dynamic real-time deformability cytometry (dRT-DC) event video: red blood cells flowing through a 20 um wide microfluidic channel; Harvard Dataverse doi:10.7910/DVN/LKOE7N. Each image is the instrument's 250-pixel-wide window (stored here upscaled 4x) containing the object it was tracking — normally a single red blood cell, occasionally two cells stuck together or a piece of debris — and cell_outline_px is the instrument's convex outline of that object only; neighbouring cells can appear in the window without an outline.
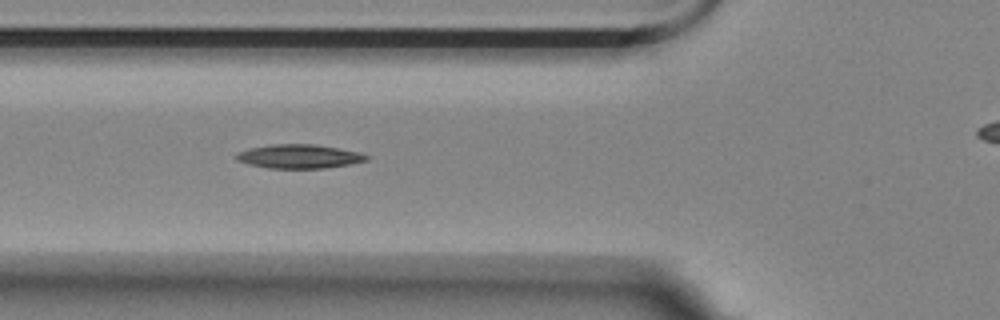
{"species": "Egyptian fruit bat (a non-hibernating species)", "species_latin": "Rousettus aegyptiacus", "temperature_condition": "room temperature", "stored_images_in_passage": 14, "camera_frame_rate_fps": 3000, "um_per_image_px": 0.085, "animal": {"sex": "female"}, "frame": {"image": 1, "passage_image": 4, "time_ms": 3.333, "image_size_px": [1000, 320], "cell_outline_px": [[368, 160], [348, 164], [324, 168], [268, 168], [248, 164], [236, 160], [232, 156], [236, 152], [248, 148], [272, 144], [316, 144], [360, 152], [368, 156]], "centroid_in_image_um": [25.35, 13.28], "position_along_channel_um": 100.5, "area_um2": 18.26}}
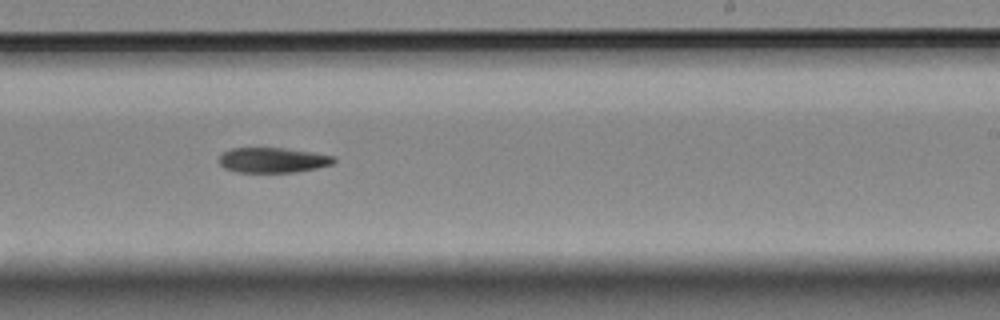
{"frame": {"image": 2, "passage_image": 8, "time_ms": 8.0, "image_size_px": [1000, 320], "cell_outline_px": [[336, 160], [332, 164], [316, 168], [296, 172], [236, 172], [224, 168], [220, 164], [220, 156], [224, 152], [232, 148], [284, 148], [312, 152], [336, 156]], "centroid_in_image_um": [23.21, 13.61], "position_along_channel_um": 265.8, "area_um2": 16.76}}
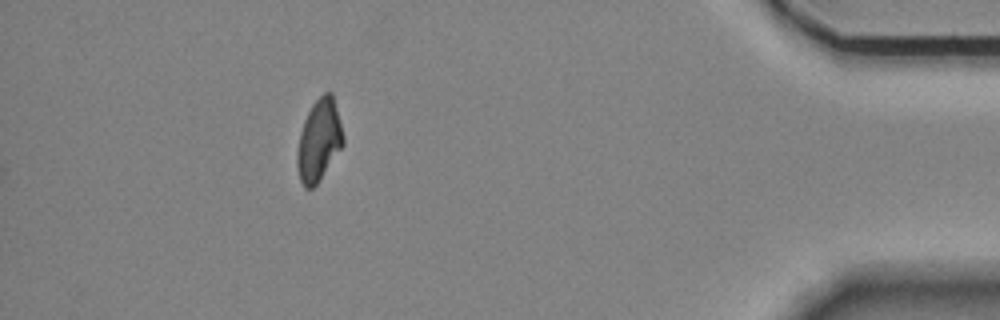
{"frame": {"image": 3, "passage_image": 14, "time_ms": 16.0, "image_size_px": [1000, 320], "cell_outline_px": [[344, 144], [320, 180], [312, 188], [304, 188], [300, 180], [296, 164], [296, 152], [300, 132], [304, 120], [312, 104], [324, 92], [332, 92], [344, 136]], "centroid_in_image_um": [27.1, 11.94], "position_along_channel_um": 408.1, "area_um2": 21.96}, "authors_computed_cell_mechanics": {"area_um2": 17.7157, "velocity_mm_per_s": 3.5522, "shape_relaxation_time_tau1_ms": 4.015, "shape_relaxation_time_tau2_ms": null, "deformation_change_tau1": 0.0679, "deformation_change_tau2": null}}